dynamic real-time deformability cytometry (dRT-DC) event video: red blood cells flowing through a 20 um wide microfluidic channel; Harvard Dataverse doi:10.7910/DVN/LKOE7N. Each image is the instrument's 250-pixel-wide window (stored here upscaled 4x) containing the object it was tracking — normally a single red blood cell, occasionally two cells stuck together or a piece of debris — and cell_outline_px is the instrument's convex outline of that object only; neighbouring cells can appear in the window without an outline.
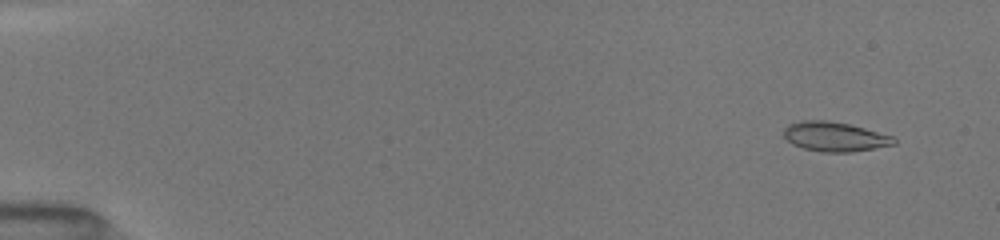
{"species": "common noctule bat (a hibernating species)", "species_latin": "Nyctalus noctula", "temperature_condition": "room temperature", "stored_images_in_passage": 32, "camera_frame_rate_fps": 3000, "um_per_image_px": 0.085, "animal": {"sex": "female", "body_mass_g": 19.5, "forearm_length_mm": 54.1}, "frame": {"image": 1, "passage_image": 3, "time_ms": 1.0, "image_size_px": [1000, 240], "cell_outline_px": [[896, 144], [852, 152], [824, 152], [804, 148], [792, 144], [784, 136], [784, 128], [788, 124], [804, 120], [828, 120], [852, 124], [892, 136], [896, 140]], "centroid_in_image_um": [70.96, 11.6], "position_along_channel_um": 14.0, "area_um2": 18.96}}
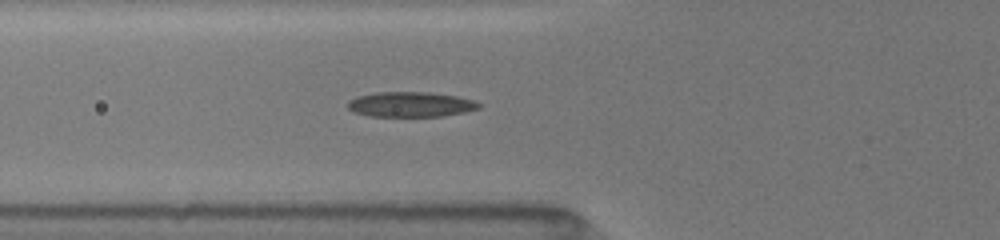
{"frame": {"image": 2, "passage_image": 15, "time_ms": 6.333, "image_size_px": [1000, 240], "cell_outline_px": [[480, 108], [464, 112], [444, 116], [368, 116], [356, 112], [348, 108], [348, 100], [356, 96], [376, 92], [428, 92], [456, 96], [472, 100], [480, 104]], "centroid_in_image_um": [34.88, 8.87], "position_along_channel_um": 90.9, "area_um2": 19.07}}
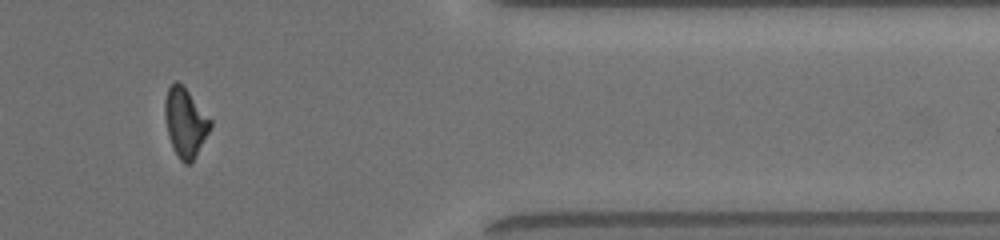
{"frame": {"image": 3, "passage_image": 28, "time_ms": 14.333, "image_size_px": [1000, 240], "cell_outline_px": [[212, 124], [192, 164], [184, 164], [180, 160], [172, 148], [168, 136], [164, 116], [164, 100], [168, 88], [176, 80], [184, 84], [212, 120]], "centroid_in_image_um": [15.73, 10.39], "position_along_channel_um": 395.7, "area_um2": 18.67}, "authors_computed_cell_mechanics": {"area_um2": 18.8428, "velocity_mm_per_s": 4.0695, "shape_relaxation_time_tau1_ms": 9.8056, "shape_relaxation_time_tau2_ms": 3.7372, "deformation_change_tau1": 0.2427, "deformation_change_tau2": 0.1006}}